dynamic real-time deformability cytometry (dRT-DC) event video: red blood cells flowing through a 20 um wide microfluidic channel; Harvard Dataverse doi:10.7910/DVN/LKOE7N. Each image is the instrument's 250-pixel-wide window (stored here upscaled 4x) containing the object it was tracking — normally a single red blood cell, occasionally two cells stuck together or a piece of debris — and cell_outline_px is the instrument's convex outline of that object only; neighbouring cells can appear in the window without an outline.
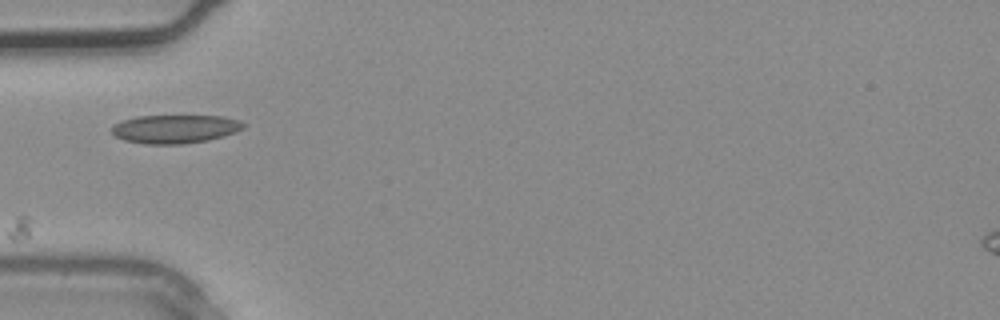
{"species": "common noctule bat (a hibernating species)", "species_latin": "Nyctalus noctula", "temperature_condition": "warm", "stored_images_in_passage": 3, "camera_frame_rate_fps": 3000, "um_per_image_px": 0.085, "animal": {"sex": "male", "body_mass_g": 20.4}, "frame": {"image": 1, "passage_image": 3, "time_ms": 0.667, "image_size_px": [1000, 320], "cell_outline_px": [[248, 124], [244, 128], [236, 132], [224, 136], [208, 140], [184, 144], [144, 144], [124, 140], [116, 136], [112, 132], [112, 124], [120, 120], [136, 116], [224, 116], [240, 120]], "centroid_in_image_um": [14.9, 10.96], "position_along_channel_um": 70.1, "area_um2": 22.2}}